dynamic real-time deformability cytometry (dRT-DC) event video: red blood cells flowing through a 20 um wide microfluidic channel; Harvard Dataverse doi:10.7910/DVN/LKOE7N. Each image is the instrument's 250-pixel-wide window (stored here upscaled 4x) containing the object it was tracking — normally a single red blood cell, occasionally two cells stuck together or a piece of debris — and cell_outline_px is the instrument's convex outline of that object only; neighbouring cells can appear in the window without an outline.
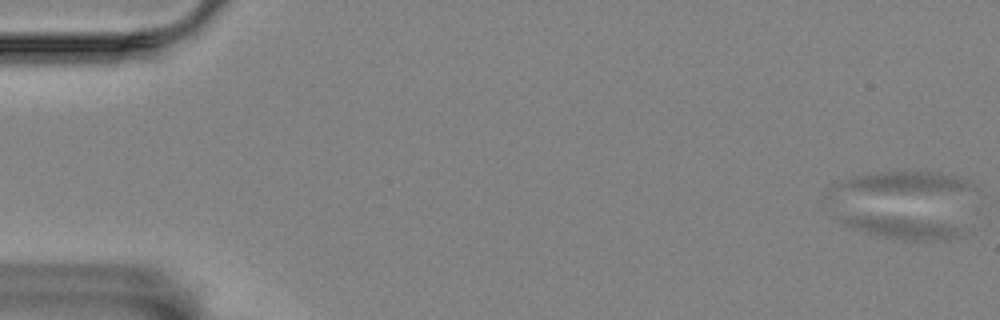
{"species": "Egyptian fruit bat (a non-hibernating species)", "species_latin": "Rousettus aegyptiacus", "temperature_condition": "room temperature", "stored_images_in_passage": 7, "camera_frame_rate_fps": 3000, "um_per_image_px": 0.085, "animal": {"sex": "female"}, "frame": {"image": 1, "passage_image": 1, "time_ms": 0.0, "image_size_px": [1000, 320], "cell_outline_px": [[968, 232], [944, 240], [904, 240], [884, 236], [856, 228], [844, 224], [832, 216], [884, 216], [920, 220], [940, 224], [956, 228]], "centroid_in_image_um": [76.62, 19.36], "position_along_channel_um": 8.4, "area_um2": 14.28}}